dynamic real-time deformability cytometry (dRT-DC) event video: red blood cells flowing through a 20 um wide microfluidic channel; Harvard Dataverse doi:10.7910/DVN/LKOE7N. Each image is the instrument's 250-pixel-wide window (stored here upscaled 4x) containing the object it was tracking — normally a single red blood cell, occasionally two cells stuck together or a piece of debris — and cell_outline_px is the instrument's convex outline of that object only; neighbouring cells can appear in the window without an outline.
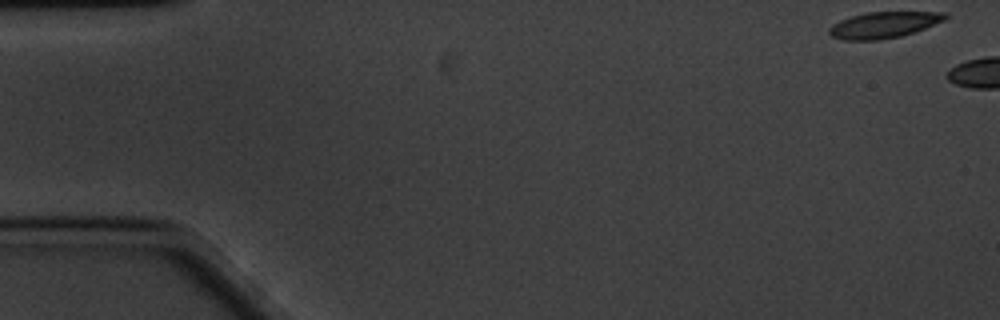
{"species": "common noctule bat (a hibernating species)", "species_latin": "Nyctalus noctula", "temperature_condition": "cold", "stored_images_in_passage": 8, "camera_frame_rate_fps": 3000, "um_per_image_px": 0.085, "animal": {"sex": "male", "body_mass_g": 20.1, "forearm_length_mm": 53.5}, "frame": {"image": 1, "passage_image": 1, "time_ms": 0.0, "image_size_px": [1000, 320], "cell_outline_px": [[948, 16], [944, 20], [924, 28], [900, 36], [880, 40], [844, 40], [832, 36], [828, 32], [828, 28], [832, 24], [840, 20], [852, 16], [868, 12], [948, 12]], "centroid_in_image_um": [75.09, 2.11], "position_along_channel_um": 9.9, "area_um2": 17.57}}